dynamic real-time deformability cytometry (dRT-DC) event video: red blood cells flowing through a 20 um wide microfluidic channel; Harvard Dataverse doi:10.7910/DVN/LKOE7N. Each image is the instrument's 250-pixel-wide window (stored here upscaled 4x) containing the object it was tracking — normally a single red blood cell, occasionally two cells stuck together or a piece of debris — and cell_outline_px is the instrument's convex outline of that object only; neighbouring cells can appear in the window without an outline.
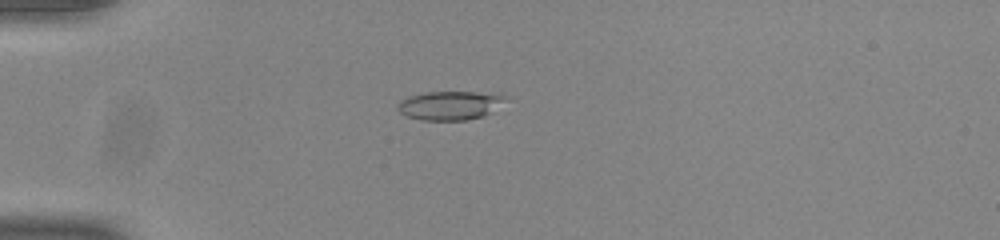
{"species": "common noctule bat (a hibernating species)", "species_latin": "Nyctalus noctula", "temperature_condition": "room temperature", "stored_images_in_passage": 43, "camera_frame_rate_fps": 3000, "um_per_image_px": 0.085, "animal": {"sex": "male", "body_mass_g": 20.0, "forearm_length_mm": 53.3}, "frame": {"image": 1, "passage_image": 5, "time_ms": 1.333, "image_size_px": [1000, 240], "cell_outline_px": [[508, 96], [492, 112], [484, 116], [468, 120], [420, 120], [408, 116], [400, 112], [396, 108], [396, 104], [400, 100], [408, 96], [424, 92], [472, 92]], "centroid_in_image_um": [38.17, 8.97], "position_along_channel_um": 46.8, "area_um2": 18.03}}
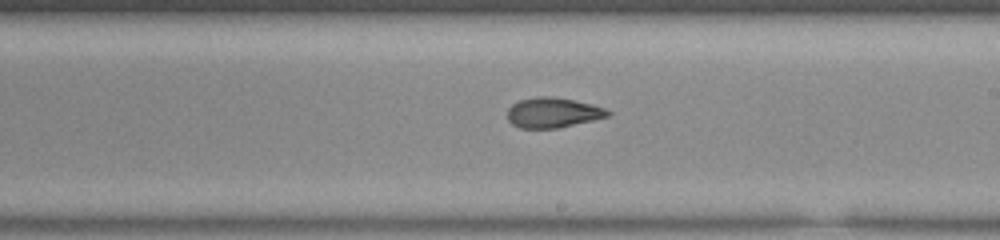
{"frame": {"image": 2, "passage_image": 22, "time_ms": 7.0, "image_size_px": [1000, 240], "cell_outline_px": [[612, 112], [608, 116], [592, 120], [556, 128], [520, 128], [512, 124], [508, 120], [508, 108], [512, 104], [520, 100], [536, 96], [548, 96], [572, 100], [592, 104], [604, 108]], "centroid_in_image_um": [46.97, 9.57], "position_along_channel_um": 242.0, "area_um2": 17.4}}
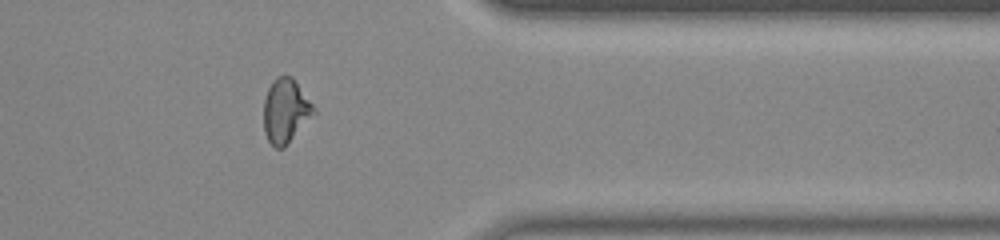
{"frame": {"image": 3, "passage_image": 34, "time_ms": 11.0, "image_size_px": [1000, 240], "cell_outline_px": [[316, 112], [288, 144], [284, 148], [276, 148], [268, 140], [264, 132], [264, 100], [268, 88], [272, 80], [276, 76], [292, 76], [316, 108]], "centroid_in_image_um": [24.28, 9.42], "position_along_channel_um": 387.1, "area_um2": 18.79}, "authors_computed_cell_mechanics": {"area_um2": 18.3804, "velocity_mm_per_s": 3.8937, "shape_relaxation_time_tau1_ms": null, "shape_relaxation_time_tau2_ms": 1.4424, "deformation_change_tau1": null, "deformation_change_tau2": 0.0816}}